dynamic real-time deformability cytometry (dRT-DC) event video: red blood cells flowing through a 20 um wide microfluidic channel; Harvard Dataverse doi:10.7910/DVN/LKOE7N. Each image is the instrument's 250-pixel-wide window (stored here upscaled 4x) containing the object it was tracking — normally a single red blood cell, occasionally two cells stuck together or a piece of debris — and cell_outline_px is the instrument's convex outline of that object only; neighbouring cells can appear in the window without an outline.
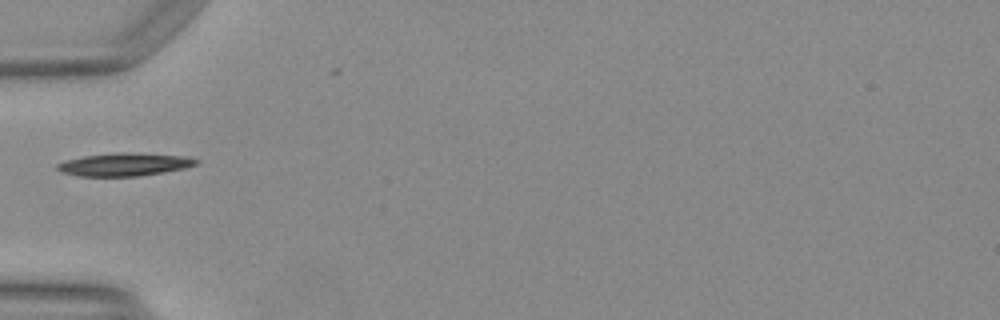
{"species": "Egyptian fruit bat (a non-hibernating species)", "species_latin": "Rousettus aegyptiacus", "temperature_condition": "warm", "stored_images_in_passage": 27, "camera_frame_rate_fps": 3000, "um_per_image_px": 0.085, "animal": {"sex": "female"}, "frame": {"image": 1, "passage_image": 1, "time_ms": 0.0, "image_size_px": [1000, 320], "cell_outline_px": [[200, 160], [196, 164], [184, 168], [140, 176], [80, 176], [60, 172], [56, 168], [56, 164], [64, 160], [84, 156], [116, 152], [128, 152], [188, 156]], "centroid_in_image_um": [10.55, 13.97], "position_along_channel_um": 74.4, "area_um2": 18.67}, "authors_computed_cell_mechanics": {"area_um2": 17.9758, "velocity_mm_per_s": 4.146, "shape_relaxation_time_tau1_ms": 2.741, "shape_relaxation_time_tau2_ms": 3.5265, "deformation_change_tau1": 0.1648, "deformation_change_tau2": 0.1219}}